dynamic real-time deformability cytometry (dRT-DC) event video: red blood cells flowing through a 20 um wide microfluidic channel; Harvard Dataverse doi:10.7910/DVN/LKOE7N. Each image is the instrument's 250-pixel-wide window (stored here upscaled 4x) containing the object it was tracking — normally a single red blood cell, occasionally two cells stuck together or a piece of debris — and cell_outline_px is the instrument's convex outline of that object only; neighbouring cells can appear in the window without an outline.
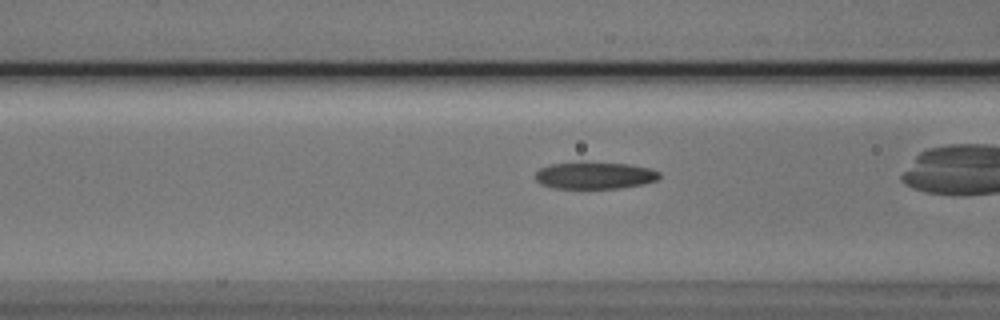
{"species": "Egyptian fruit bat (a non-hibernating species)", "species_latin": "Rousettus aegyptiacus", "temperature_condition": "cold", "stored_images_in_passage": 38, "camera_frame_rate_fps": 3000, "um_per_image_px": 0.085, "animal": {"sex": "male"}, "frame": {"image": 1, "passage_image": 17, "time_ms": 5.333, "image_size_px": [1000, 320], "cell_outline_px": [[660, 176], [656, 180], [644, 184], [620, 188], [552, 188], [540, 184], [536, 180], [536, 172], [540, 168], [548, 164], [580, 160], [584, 160], [628, 164], [652, 168], [660, 172]], "centroid_in_image_um": [50.53, 14.87], "position_along_channel_um": 116.1, "area_um2": 20.23}}
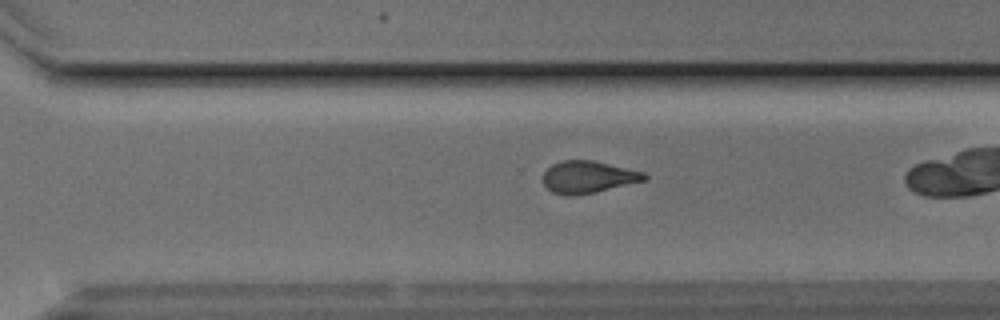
{"frame": {"image": 2, "passage_image": 33, "time_ms": 10.667, "image_size_px": [1000, 320], "cell_outline_px": [[648, 176], [644, 180], [596, 192], [576, 196], [564, 196], [552, 192], [544, 184], [544, 172], [552, 164], [564, 160], [592, 160], [644, 172]], "centroid_in_image_um": [49.96, 15.06], "position_along_channel_um": 320.6, "area_um2": 18.84}}
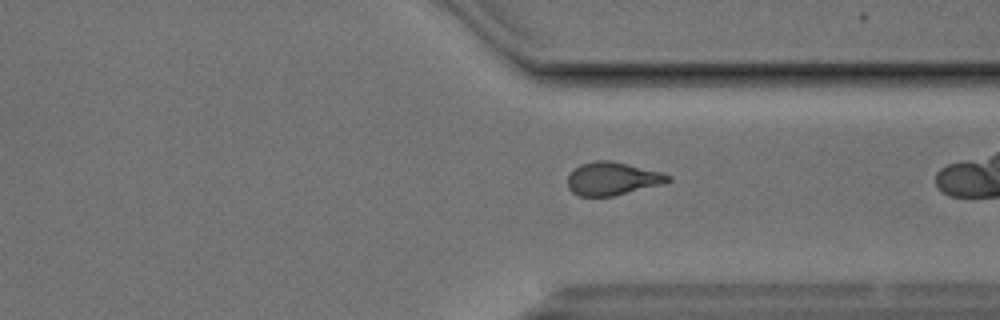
{"frame": {"image": 3, "passage_image": 36, "time_ms": 11.667, "image_size_px": [1000, 320], "cell_outline_px": [[672, 180], [660, 184], [612, 196], [580, 196], [572, 192], [568, 188], [568, 176], [572, 168], [580, 164], [596, 160], [612, 160], [664, 172], [672, 176]], "centroid_in_image_um": [52.04, 15.16], "position_along_channel_um": 359.4, "area_um2": 19.48}}